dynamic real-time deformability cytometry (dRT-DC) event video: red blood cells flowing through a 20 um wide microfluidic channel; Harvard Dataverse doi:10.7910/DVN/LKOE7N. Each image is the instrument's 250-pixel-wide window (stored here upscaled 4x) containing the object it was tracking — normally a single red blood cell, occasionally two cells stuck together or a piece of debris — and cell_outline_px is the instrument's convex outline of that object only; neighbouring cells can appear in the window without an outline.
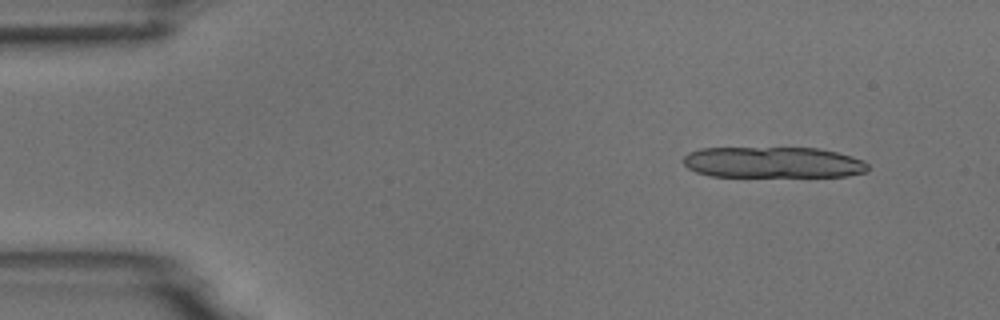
{"species": "common noctule bat (a hibernating species)", "species_latin": "Nyctalus noctula", "temperature_condition": "room temperature", "stored_images_in_passage": 4, "camera_frame_rate_fps": 3000, "um_per_image_px": 0.085, "animal": {"sex": "male", "body_mass_g": 18.8}, "frame": {"image": 1, "passage_image": 1, "time_ms": 0.0, "image_size_px": [1000, 320], "cell_outline_px": [[868, 168], [864, 172], [848, 176], [708, 176], [696, 172], [688, 168], [680, 160], [688, 152], [700, 148], [816, 148], [836, 152], [852, 156], [864, 160], [868, 164]], "centroid_in_image_um": [65.66, 13.8], "position_along_channel_um": 19.3, "area_um2": 33.52}}